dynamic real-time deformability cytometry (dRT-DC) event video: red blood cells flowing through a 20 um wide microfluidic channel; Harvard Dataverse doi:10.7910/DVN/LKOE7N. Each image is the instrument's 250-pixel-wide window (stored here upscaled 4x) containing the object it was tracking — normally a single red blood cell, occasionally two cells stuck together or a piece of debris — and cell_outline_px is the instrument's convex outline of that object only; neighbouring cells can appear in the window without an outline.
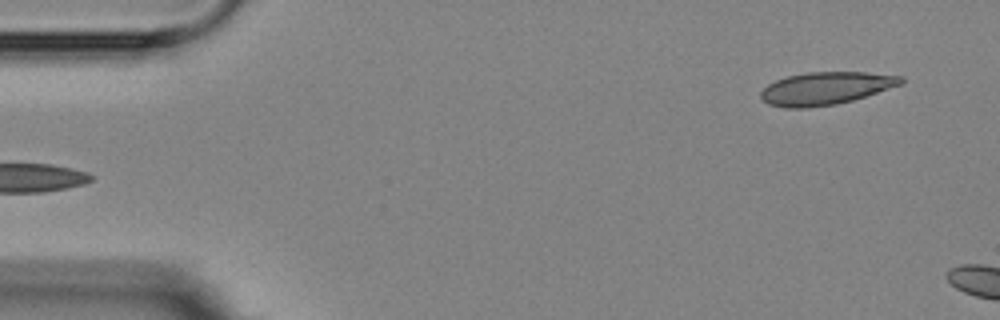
{"species": "Egyptian fruit bat (a non-hibernating species)", "species_latin": "Rousettus aegyptiacus", "temperature_condition": "room temperature", "stored_images_in_passage": 6, "segment_of_instrument_passage": [2, 2], "camera_frame_rate_fps": 3000, "um_per_image_px": 0.085, "animal": {"sex": "female"}, "frame": {"image": 1, "passage_image": 6, "time_ms": 5.333, "image_size_px": [1000, 320], "cell_outline_px": [[904, 84], [852, 100], [836, 104], [808, 108], [784, 108], [768, 104], [760, 96], [760, 92], [768, 84], [776, 80], [788, 76], [808, 72], [864, 72], [904, 76]], "centroid_in_image_um": [70.2, 7.51], "position_along_channel_um": 14.8, "area_um2": 26.76}}